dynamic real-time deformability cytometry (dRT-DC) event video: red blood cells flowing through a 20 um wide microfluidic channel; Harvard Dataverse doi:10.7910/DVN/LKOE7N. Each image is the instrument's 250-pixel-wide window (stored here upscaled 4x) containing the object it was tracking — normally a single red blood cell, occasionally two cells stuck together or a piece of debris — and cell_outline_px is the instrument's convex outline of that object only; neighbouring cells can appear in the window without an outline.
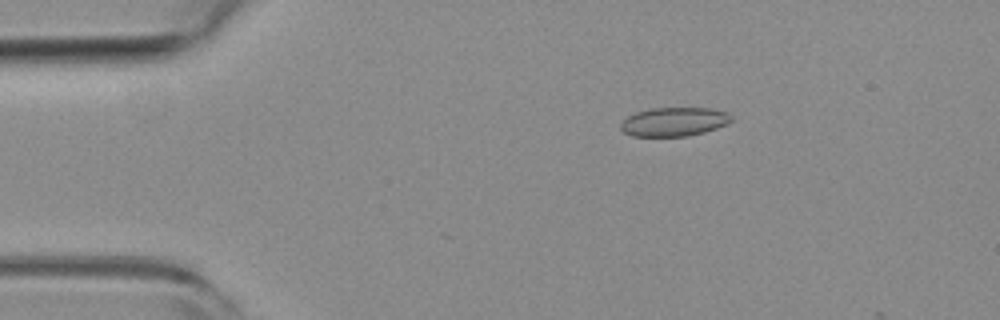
{"species": "common noctule bat (a hibernating species)", "species_latin": "Nyctalus noctula", "temperature_condition": "room temperature", "stored_images_in_passage": 14, "camera_frame_rate_fps": 3000, "um_per_image_px": 0.085, "animal": {"sex": "female", "body_mass_g": 19.3, "forearm_length_mm": 54.1}, "frame": {"image": 1, "passage_image": 10, "time_ms": 3.0, "image_size_px": [1000, 320], "cell_outline_px": [[732, 120], [728, 124], [704, 132], [688, 136], [632, 136], [624, 132], [620, 128], [620, 124], [628, 116], [636, 112], [648, 108], [708, 108], [724, 112], [732, 116]], "centroid_in_image_um": [57.28, 10.35], "position_along_channel_um": 27.7, "area_um2": 18.55}}